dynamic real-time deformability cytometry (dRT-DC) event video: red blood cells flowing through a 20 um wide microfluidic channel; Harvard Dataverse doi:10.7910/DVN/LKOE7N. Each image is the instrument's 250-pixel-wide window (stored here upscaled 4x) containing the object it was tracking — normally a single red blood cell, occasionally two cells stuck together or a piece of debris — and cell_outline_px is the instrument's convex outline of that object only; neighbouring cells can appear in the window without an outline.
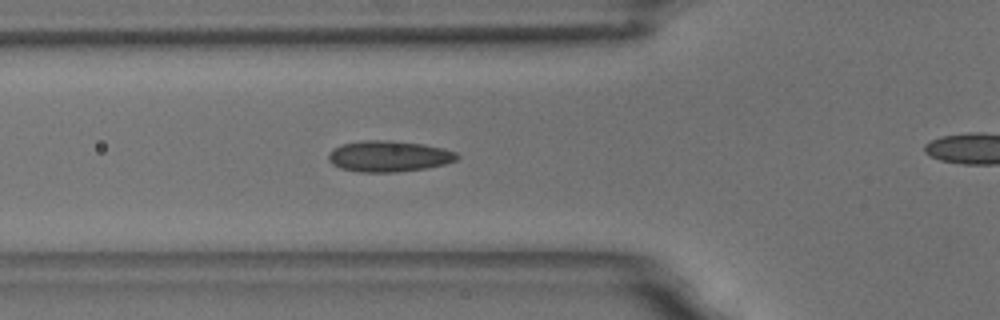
{"species": "common noctule bat (a hibernating species)", "species_latin": "Nyctalus noctula", "temperature_condition": "room temperature", "stored_images_in_passage": 4, "camera_frame_rate_fps": 3000, "um_per_image_px": 0.085, "animal": {"sex": "male", "body_mass_g": 18.8}, "frame": {"image": 1, "passage_image": 3, "time_ms": 2.333, "image_size_px": [1000, 320], "cell_outline_px": [[460, 156], [456, 160], [444, 164], [428, 168], [396, 172], [360, 172], [340, 168], [332, 164], [328, 160], [328, 152], [332, 148], [340, 144], [364, 140], [392, 140], [424, 144], [444, 148], [456, 152]], "centroid_in_image_um": [33.03, 13.27], "position_along_channel_um": 92.8, "area_um2": 23.58}}